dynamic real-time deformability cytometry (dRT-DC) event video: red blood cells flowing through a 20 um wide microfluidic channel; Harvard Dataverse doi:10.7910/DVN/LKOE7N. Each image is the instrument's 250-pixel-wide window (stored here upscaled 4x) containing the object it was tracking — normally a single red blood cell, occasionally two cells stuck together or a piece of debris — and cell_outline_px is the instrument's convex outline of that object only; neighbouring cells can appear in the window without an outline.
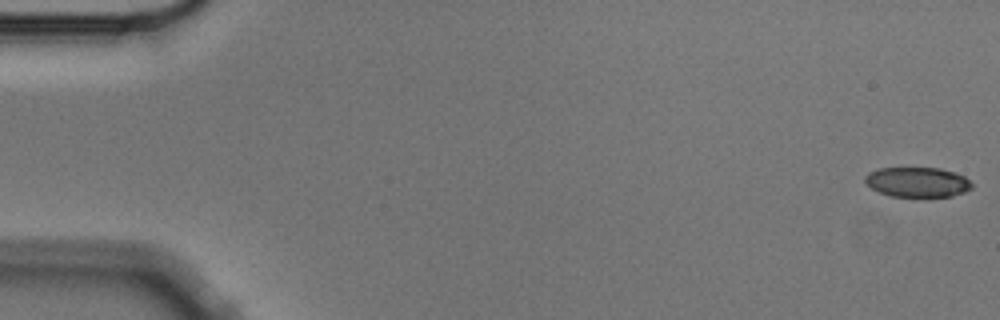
{"species": "Egyptian fruit bat (a non-hibernating species)", "species_latin": "Rousettus aegyptiacus", "temperature_condition": "cold", "stored_images_in_passage": 10, "camera_frame_rate_fps": 3000, "um_per_image_px": 0.085, "animal": {"sex": "male"}, "frame": {"image": 1, "passage_image": 1, "time_ms": 0.0, "image_size_px": [1000, 320], "cell_outline_px": [[972, 188], [964, 192], [952, 196], [892, 196], [880, 192], [872, 188], [864, 180], [864, 176], [868, 172], [880, 168], [940, 168], [964, 176], [972, 184]], "centroid_in_image_um": [77.97, 15.47], "position_along_channel_um": 7.0, "area_um2": 18.38}}
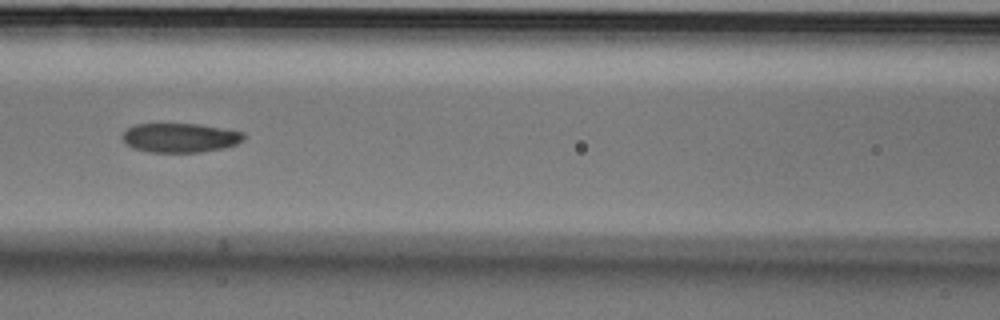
{"frame": {"image": 2, "passage_image": 7, "time_ms": 2.0, "image_size_px": [1000, 320], "cell_outline_px": [[244, 140], [236, 144], [224, 148], [200, 152], [148, 152], [132, 148], [120, 136], [128, 128], [136, 124], [200, 124], [244, 132]], "centroid_in_image_um": [15.31, 11.71], "position_along_channel_um": 151.3, "area_um2": 20.69}}
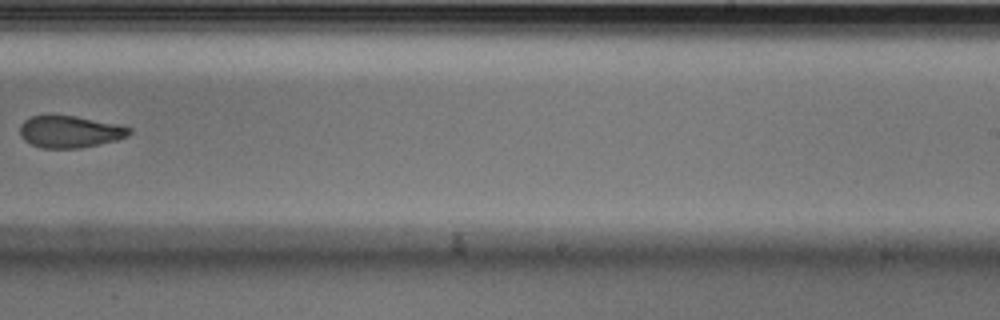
{"frame": {"image": 3, "passage_image": 10, "time_ms": 3.0, "image_size_px": [1000, 320], "cell_outline_px": [[132, 132], [128, 136], [120, 140], [80, 148], [44, 148], [32, 144], [24, 140], [20, 136], [20, 124], [24, 120], [32, 116], [48, 112], [76, 116], [120, 124], [132, 128]], "centroid_in_image_um": [5.95, 11.15], "position_along_channel_um": 283.1, "area_um2": 21.15}}